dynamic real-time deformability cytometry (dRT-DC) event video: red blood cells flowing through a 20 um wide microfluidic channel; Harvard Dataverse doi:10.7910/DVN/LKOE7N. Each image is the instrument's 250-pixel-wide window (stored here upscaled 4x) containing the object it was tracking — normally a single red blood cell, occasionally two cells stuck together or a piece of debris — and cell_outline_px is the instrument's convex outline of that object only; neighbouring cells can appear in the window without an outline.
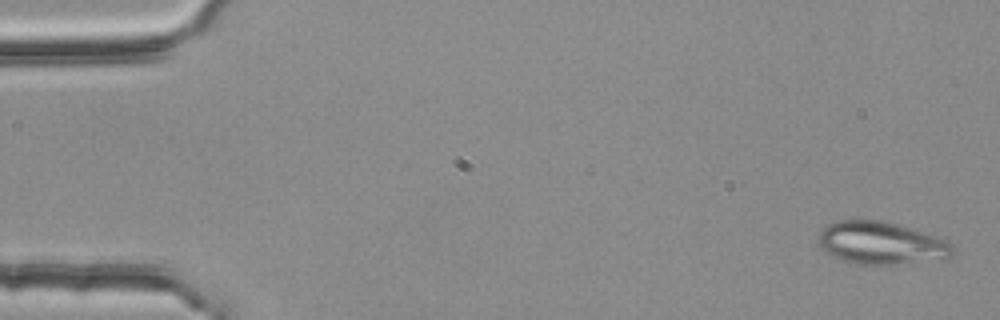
{"species": "common noctule bat (a hibernating species)", "species_latin": "Nyctalus noctula", "temperature_condition": "room temperature", "stored_images_in_passage": 4, "camera_frame_rate_fps": 3000, "um_per_image_px": 0.085, "animal": {"sex": "female", "body_mass_g": 25.1}, "frame": {"image": 1, "passage_image": 1, "time_ms": 0.0, "image_size_px": [1000, 320], "cell_outline_px": [[956, 252], [952, 256], [896, 264], [856, 264], [832, 256], [816, 240], [816, 236], [828, 224], [836, 220], [880, 220], [896, 224], [936, 236], [948, 240], [956, 248]], "centroid_in_image_um": [74.89, 20.64], "position_along_channel_um": 10.1, "area_um2": 33.0}}